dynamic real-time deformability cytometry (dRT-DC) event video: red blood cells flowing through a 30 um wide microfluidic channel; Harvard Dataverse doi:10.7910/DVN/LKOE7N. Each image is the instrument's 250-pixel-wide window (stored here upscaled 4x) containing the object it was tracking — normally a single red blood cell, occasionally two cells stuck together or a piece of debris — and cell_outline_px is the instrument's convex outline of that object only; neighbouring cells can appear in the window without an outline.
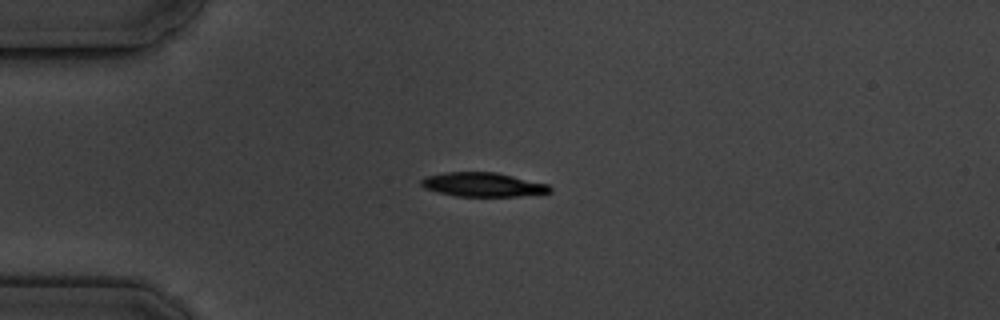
{"species": "common noctule bat (a hibernating species)", "species_latin": "Nyctalus noctula", "temperature_condition": "cold", "stored_images_in_passage": 12, "camera_frame_rate_fps": 3000, "um_per_image_px": 0.085, "animal": {"sex": "male", "body_mass_g": 19.5, "forearm_length_mm": 54.6}, "frame": {"image": 1, "passage_image": 1, "time_ms": 0.0, "image_size_px": [1000, 320], "cell_outline_px": [[552, 192], [520, 196], [456, 196], [424, 188], [420, 184], [420, 180], [424, 176], [444, 172], [496, 172], [548, 184], [552, 188]], "centroid_in_image_um": [41.03, 15.68], "position_along_channel_um": 44.0, "area_um2": 18.09}}
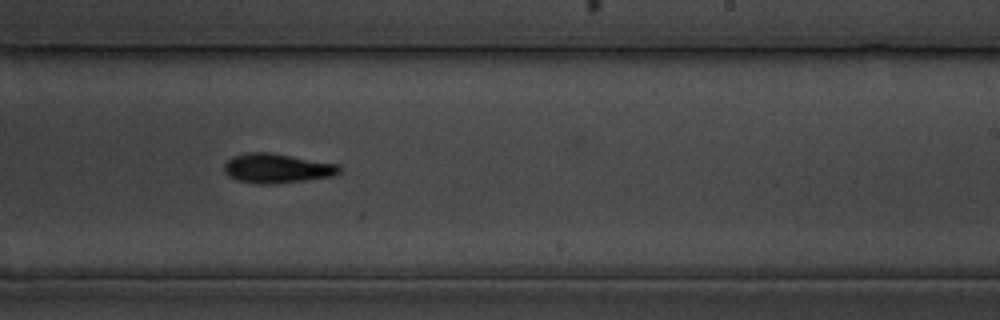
{"frame": {"image": 2, "passage_image": 7, "time_ms": 7.0, "image_size_px": [1000, 320], "cell_outline_px": [[340, 172], [332, 176], [276, 184], [256, 184], [236, 180], [228, 176], [224, 172], [224, 164], [232, 156], [248, 152], [268, 152], [336, 164], [340, 168]], "centroid_in_image_um": [23.47, 14.31], "position_along_channel_um": 265.5, "area_um2": 19.65}}
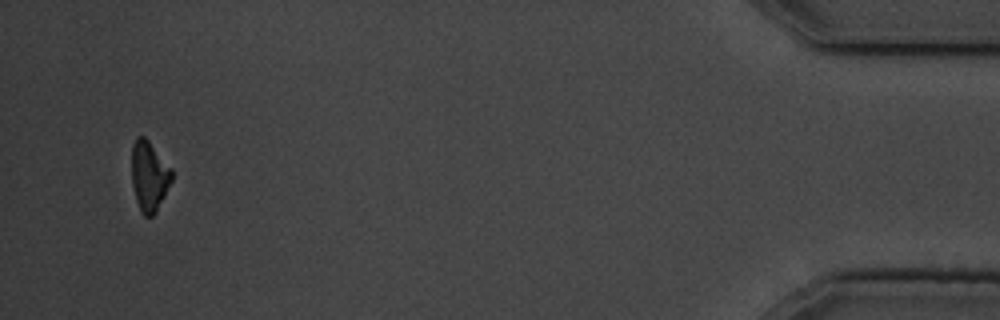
{"frame": {"image": 3, "passage_image": 12, "time_ms": 13.667, "image_size_px": [1000, 320], "cell_outline_px": [[172, 180], [156, 212], [152, 216], [144, 216], [140, 212], [136, 200], [132, 184], [132, 144], [136, 136], [144, 136], [148, 140], [172, 168]], "centroid_in_image_um": [12.67, 14.96], "position_along_channel_um": 422.5, "area_um2": 16.42}, "authors_computed_cell_mechanics": {"area_um2": 18.9873, "velocity_mm_per_s": 3.4943, "shape_relaxation_time_tau1_ms": 2.5093, "shape_relaxation_time_tau2_ms": 5.5276, "deformation_change_tau1": 0.1135, "deformation_change_tau2": 0.1194}}